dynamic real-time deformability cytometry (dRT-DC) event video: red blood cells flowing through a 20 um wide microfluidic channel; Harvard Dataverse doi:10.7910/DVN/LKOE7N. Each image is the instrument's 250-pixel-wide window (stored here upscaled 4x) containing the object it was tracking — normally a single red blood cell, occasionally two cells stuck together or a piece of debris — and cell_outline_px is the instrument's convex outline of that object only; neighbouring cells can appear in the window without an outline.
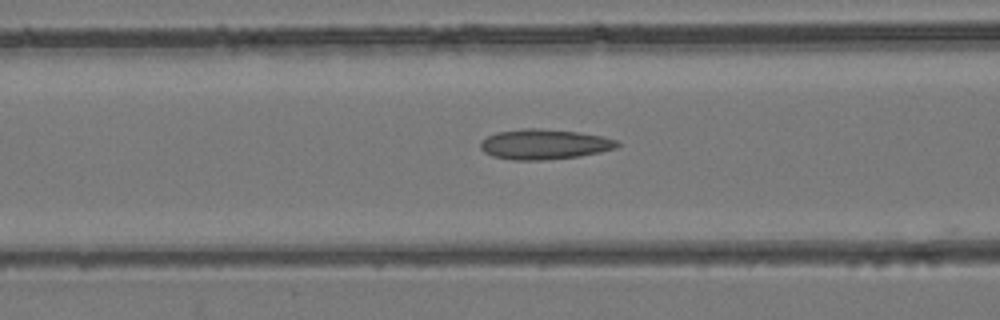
{"species": "common noctule bat (a hibernating species)", "species_latin": "Nyctalus noctula", "temperature_condition": "room temperature", "stored_images_in_passage": 32, "camera_frame_rate_fps": 3000, "um_per_image_px": 0.085, "animal": {"sex": "female", "body_mass_g": 24.6, "forearm_length_mm": 56.2}, "frame": {"image": 1, "passage_image": 10, "time_ms": 3.0, "image_size_px": [1000, 320], "cell_outline_px": [[620, 144], [616, 148], [600, 152], [580, 156], [544, 160], [512, 160], [492, 156], [484, 152], [480, 148], [480, 144], [488, 136], [496, 132], [520, 128], [540, 128], [576, 132], [600, 136], [616, 140]], "centroid_in_image_um": [46.24, 12.26], "position_along_channel_um": 120.4, "area_um2": 23.99}}
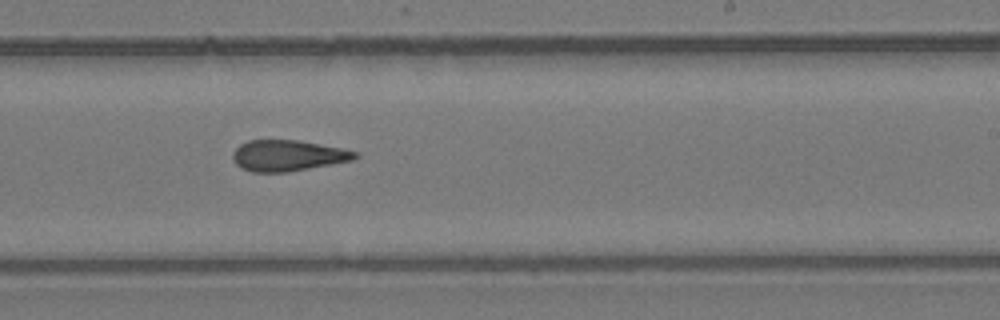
{"frame": {"image": 2, "passage_image": 19, "time_ms": 6.0, "image_size_px": [1000, 320], "cell_outline_px": [[360, 156], [352, 160], [288, 172], [252, 172], [236, 164], [232, 156], [232, 152], [240, 144], [248, 140], [300, 140], [340, 148], [356, 152]], "centroid_in_image_um": [24.44, 13.22], "position_along_channel_um": 264.6, "area_um2": 21.91}}
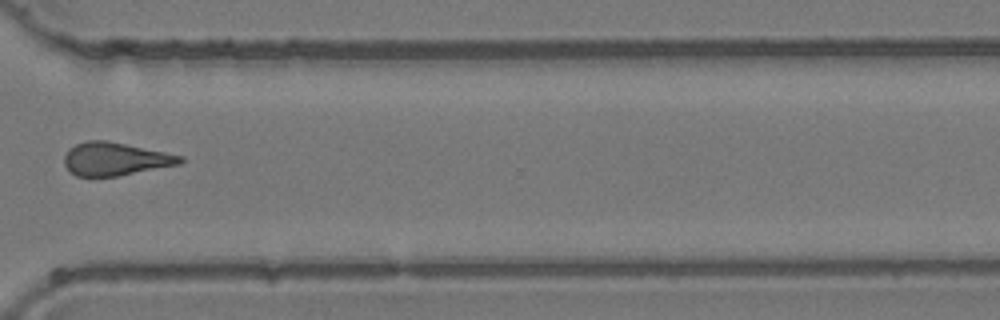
{"frame": {"image": 3, "passage_image": 25, "time_ms": 8.0, "image_size_px": [1000, 320], "cell_outline_px": [[184, 160], [180, 164], [116, 176], [76, 176], [64, 164], [64, 156], [68, 148], [76, 144], [88, 140], [104, 140], [184, 156]], "centroid_in_image_um": [9.77, 13.51], "position_along_channel_um": 360.8, "area_um2": 22.02}}